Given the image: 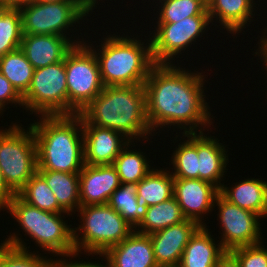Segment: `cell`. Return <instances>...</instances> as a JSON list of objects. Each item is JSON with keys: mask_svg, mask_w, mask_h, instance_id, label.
I'll use <instances>...</instances> for the list:
<instances>
[{"mask_svg": "<svg viewBox=\"0 0 267 267\" xmlns=\"http://www.w3.org/2000/svg\"><path fill=\"white\" fill-rule=\"evenodd\" d=\"M14 193L9 189V187L5 184L4 179L2 177V173L0 170V211H7L9 207V203L14 197ZM5 209V210H4Z\"/></svg>", "mask_w": 267, "mask_h": 267, "instance_id": "8d00e7d4", "label": "cell"}, {"mask_svg": "<svg viewBox=\"0 0 267 267\" xmlns=\"http://www.w3.org/2000/svg\"><path fill=\"white\" fill-rule=\"evenodd\" d=\"M39 118L29 124L37 144L38 170L79 174L85 165L82 116Z\"/></svg>", "mask_w": 267, "mask_h": 267, "instance_id": "3957f363", "label": "cell"}, {"mask_svg": "<svg viewBox=\"0 0 267 267\" xmlns=\"http://www.w3.org/2000/svg\"><path fill=\"white\" fill-rule=\"evenodd\" d=\"M11 103V104H10ZM10 104L13 107H21L24 110L22 96L12 86L10 81L0 72V116H2ZM17 105V106H16Z\"/></svg>", "mask_w": 267, "mask_h": 267, "instance_id": "e575fe53", "label": "cell"}, {"mask_svg": "<svg viewBox=\"0 0 267 267\" xmlns=\"http://www.w3.org/2000/svg\"><path fill=\"white\" fill-rule=\"evenodd\" d=\"M130 36L110 33L102 37L103 41L96 47L92 42L84 41L95 53L104 86L144 85L155 64L151 55L150 36L149 40L144 39L146 43L142 37L141 40L138 38V34L134 37L130 33Z\"/></svg>", "mask_w": 267, "mask_h": 267, "instance_id": "277c9868", "label": "cell"}, {"mask_svg": "<svg viewBox=\"0 0 267 267\" xmlns=\"http://www.w3.org/2000/svg\"><path fill=\"white\" fill-rule=\"evenodd\" d=\"M74 43L64 36L23 34L20 49L34 69L63 61Z\"/></svg>", "mask_w": 267, "mask_h": 267, "instance_id": "ac0fdd59", "label": "cell"}, {"mask_svg": "<svg viewBox=\"0 0 267 267\" xmlns=\"http://www.w3.org/2000/svg\"><path fill=\"white\" fill-rule=\"evenodd\" d=\"M255 5H257L255 0H207L211 26L218 22L222 27L220 32L223 33L224 28L227 34H233L232 36L235 38L246 28V25L248 27L249 24L256 21L253 19L257 14ZM214 21L215 23H213Z\"/></svg>", "mask_w": 267, "mask_h": 267, "instance_id": "d6986e66", "label": "cell"}, {"mask_svg": "<svg viewBox=\"0 0 267 267\" xmlns=\"http://www.w3.org/2000/svg\"><path fill=\"white\" fill-rule=\"evenodd\" d=\"M84 163L110 165L130 142L121 132L89 124L82 117Z\"/></svg>", "mask_w": 267, "mask_h": 267, "instance_id": "5bb4252c", "label": "cell"}, {"mask_svg": "<svg viewBox=\"0 0 267 267\" xmlns=\"http://www.w3.org/2000/svg\"><path fill=\"white\" fill-rule=\"evenodd\" d=\"M219 189L200 179H174L173 196L184 217L206 226L204 218L212 213ZM205 216V217H204Z\"/></svg>", "mask_w": 267, "mask_h": 267, "instance_id": "4fadbf2b", "label": "cell"}, {"mask_svg": "<svg viewBox=\"0 0 267 267\" xmlns=\"http://www.w3.org/2000/svg\"><path fill=\"white\" fill-rule=\"evenodd\" d=\"M169 168H153L139 183L137 197L147 206L156 205L173 197L174 178Z\"/></svg>", "mask_w": 267, "mask_h": 267, "instance_id": "cb8c5ba5", "label": "cell"}, {"mask_svg": "<svg viewBox=\"0 0 267 267\" xmlns=\"http://www.w3.org/2000/svg\"><path fill=\"white\" fill-rule=\"evenodd\" d=\"M51 188L58 204L73 216L80 207L79 174L37 170Z\"/></svg>", "mask_w": 267, "mask_h": 267, "instance_id": "603a6c76", "label": "cell"}, {"mask_svg": "<svg viewBox=\"0 0 267 267\" xmlns=\"http://www.w3.org/2000/svg\"><path fill=\"white\" fill-rule=\"evenodd\" d=\"M153 8V11L158 10V17L152 19L157 18L155 23H176L186 17L209 16L207 0H163Z\"/></svg>", "mask_w": 267, "mask_h": 267, "instance_id": "4dcf8cb0", "label": "cell"}, {"mask_svg": "<svg viewBox=\"0 0 267 267\" xmlns=\"http://www.w3.org/2000/svg\"><path fill=\"white\" fill-rule=\"evenodd\" d=\"M0 72L23 96L30 87L34 68L27 60L24 52L18 48L0 57Z\"/></svg>", "mask_w": 267, "mask_h": 267, "instance_id": "f1b7e54d", "label": "cell"}, {"mask_svg": "<svg viewBox=\"0 0 267 267\" xmlns=\"http://www.w3.org/2000/svg\"><path fill=\"white\" fill-rule=\"evenodd\" d=\"M95 8L97 9L90 0H66L61 2L33 0L20 8L22 32L32 35L64 36L68 37L75 45L81 44L85 41L84 37L82 36L80 40L76 36L75 40L74 34L70 36L69 30L72 33L76 29V23L79 24L78 27L80 28L82 26L80 21L85 22L84 20L90 16L89 14L95 12L93 11Z\"/></svg>", "mask_w": 267, "mask_h": 267, "instance_id": "52a82bcc", "label": "cell"}, {"mask_svg": "<svg viewBox=\"0 0 267 267\" xmlns=\"http://www.w3.org/2000/svg\"><path fill=\"white\" fill-rule=\"evenodd\" d=\"M24 109L36 116L68 115L65 59L34 69L32 81L22 96Z\"/></svg>", "mask_w": 267, "mask_h": 267, "instance_id": "30bf717a", "label": "cell"}, {"mask_svg": "<svg viewBox=\"0 0 267 267\" xmlns=\"http://www.w3.org/2000/svg\"><path fill=\"white\" fill-rule=\"evenodd\" d=\"M235 185H222L219 193L229 202L240 208L249 210L261 218L267 210V181L260 178H248Z\"/></svg>", "mask_w": 267, "mask_h": 267, "instance_id": "44dd1931", "label": "cell"}, {"mask_svg": "<svg viewBox=\"0 0 267 267\" xmlns=\"http://www.w3.org/2000/svg\"><path fill=\"white\" fill-rule=\"evenodd\" d=\"M80 115L89 124L121 132L130 141L148 142L154 136L146 116L144 85L104 86Z\"/></svg>", "mask_w": 267, "mask_h": 267, "instance_id": "7a4b0ae2", "label": "cell"}, {"mask_svg": "<svg viewBox=\"0 0 267 267\" xmlns=\"http://www.w3.org/2000/svg\"><path fill=\"white\" fill-rule=\"evenodd\" d=\"M77 256H75V257H71V259L69 258V261H68V259H63V260H61L64 264H65V266L66 267H109L108 265H107V263H103V258H100V259H102L101 261L102 262H100L99 260H98V262L96 263V261L95 262H89V261H84L83 259H82V261H78V260H74V261H72V259H74V258H76ZM71 260V261H70ZM101 263H103V264H101Z\"/></svg>", "mask_w": 267, "mask_h": 267, "instance_id": "74e56055", "label": "cell"}, {"mask_svg": "<svg viewBox=\"0 0 267 267\" xmlns=\"http://www.w3.org/2000/svg\"><path fill=\"white\" fill-rule=\"evenodd\" d=\"M133 143L134 141H130L112 164L119 175L121 184H137L154 168L144 152L140 149L139 151L130 149L135 147Z\"/></svg>", "mask_w": 267, "mask_h": 267, "instance_id": "4316f807", "label": "cell"}, {"mask_svg": "<svg viewBox=\"0 0 267 267\" xmlns=\"http://www.w3.org/2000/svg\"><path fill=\"white\" fill-rule=\"evenodd\" d=\"M7 210V213L18 222V226L25 233L24 236L31 238V241L33 239L32 242L35 241V246L42 248L43 254L53 255L57 257V261L63 260L64 257L68 259L76 256L72 225H68L67 220L64 221L68 215H71L70 213H51L40 210L24 202L17 194L10 201ZM64 214L67 216L65 217Z\"/></svg>", "mask_w": 267, "mask_h": 267, "instance_id": "5b68a950", "label": "cell"}, {"mask_svg": "<svg viewBox=\"0 0 267 267\" xmlns=\"http://www.w3.org/2000/svg\"><path fill=\"white\" fill-rule=\"evenodd\" d=\"M184 137V138H183ZM181 142L172 152L169 165L174 179H199V157L197 154V133H184ZM186 138V140H184Z\"/></svg>", "mask_w": 267, "mask_h": 267, "instance_id": "d4e9b609", "label": "cell"}, {"mask_svg": "<svg viewBox=\"0 0 267 267\" xmlns=\"http://www.w3.org/2000/svg\"><path fill=\"white\" fill-rule=\"evenodd\" d=\"M19 235L21 234H18L17 231L12 234L10 232V235L7 236L14 247L3 260L1 267H50L56 261L53 257L48 258V255L39 254L37 250L32 253L29 250L30 246L27 247L22 235L20 237Z\"/></svg>", "mask_w": 267, "mask_h": 267, "instance_id": "1f68e13d", "label": "cell"}, {"mask_svg": "<svg viewBox=\"0 0 267 267\" xmlns=\"http://www.w3.org/2000/svg\"><path fill=\"white\" fill-rule=\"evenodd\" d=\"M185 220L181 207L173 196L166 201L148 206L145 217L135 231L150 235Z\"/></svg>", "mask_w": 267, "mask_h": 267, "instance_id": "484cf974", "label": "cell"}, {"mask_svg": "<svg viewBox=\"0 0 267 267\" xmlns=\"http://www.w3.org/2000/svg\"><path fill=\"white\" fill-rule=\"evenodd\" d=\"M96 7H97V4L99 5L100 3V0H90ZM99 1V3H98Z\"/></svg>", "mask_w": 267, "mask_h": 267, "instance_id": "f6af8a7d", "label": "cell"}, {"mask_svg": "<svg viewBox=\"0 0 267 267\" xmlns=\"http://www.w3.org/2000/svg\"><path fill=\"white\" fill-rule=\"evenodd\" d=\"M200 227L197 222L186 219L150 234L157 265L180 263L188 241Z\"/></svg>", "mask_w": 267, "mask_h": 267, "instance_id": "2e32d148", "label": "cell"}, {"mask_svg": "<svg viewBox=\"0 0 267 267\" xmlns=\"http://www.w3.org/2000/svg\"><path fill=\"white\" fill-rule=\"evenodd\" d=\"M176 62L155 63L144 83L146 116L155 136L163 127L171 129L172 125L173 132L177 128L183 130L181 134L201 133L214 126L215 117L211 116L204 91L207 75L182 68Z\"/></svg>", "mask_w": 267, "mask_h": 267, "instance_id": "6da1fadb", "label": "cell"}, {"mask_svg": "<svg viewBox=\"0 0 267 267\" xmlns=\"http://www.w3.org/2000/svg\"><path fill=\"white\" fill-rule=\"evenodd\" d=\"M214 267H240V264L230 251H225V253L217 260Z\"/></svg>", "mask_w": 267, "mask_h": 267, "instance_id": "f35d334b", "label": "cell"}, {"mask_svg": "<svg viewBox=\"0 0 267 267\" xmlns=\"http://www.w3.org/2000/svg\"><path fill=\"white\" fill-rule=\"evenodd\" d=\"M197 133V154L199 157V179L215 185L219 190L224 184L229 163L228 150L215 136Z\"/></svg>", "mask_w": 267, "mask_h": 267, "instance_id": "ffe728a7", "label": "cell"}, {"mask_svg": "<svg viewBox=\"0 0 267 267\" xmlns=\"http://www.w3.org/2000/svg\"><path fill=\"white\" fill-rule=\"evenodd\" d=\"M77 212L81 224L73 228V243L78 259L82 253L98 258L134 231L108 204L80 206Z\"/></svg>", "mask_w": 267, "mask_h": 267, "instance_id": "8992f818", "label": "cell"}, {"mask_svg": "<svg viewBox=\"0 0 267 267\" xmlns=\"http://www.w3.org/2000/svg\"><path fill=\"white\" fill-rule=\"evenodd\" d=\"M120 185L119 175L112 164H85L79 173L80 206L108 204Z\"/></svg>", "mask_w": 267, "mask_h": 267, "instance_id": "9a60e30c", "label": "cell"}, {"mask_svg": "<svg viewBox=\"0 0 267 267\" xmlns=\"http://www.w3.org/2000/svg\"><path fill=\"white\" fill-rule=\"evenodd\" d=\"M210 23L209 16L186 17L176 23H156L155 30L148 35L153 34L150 40L154 63L173 64L175 58L181 59L179 56L210 30Z\"/></svg>", "mask_w": 267, "mask_h": 267, "instance_id": "8fae6325", "label": "cell"}, {"mask_svg": "<svg viewBox=\"0 0 267 267\" xmlns=\"http://www.w3.org/2000/svg\"><path fill=\"white\" fill-rule=\"evenodd\" d=\"M207 227L201 226L188 241L179 263L181 267H214L225 253Z\"/></svg>", "mask_w": 267, "mask_h": 267, "instance_id": "7402d4cb", "label": "cell"}, {"mask_svg": "<svg viewBox=\"0 0 267 267\" xmlns=\"http://www.w3.org/2000/svg\"><path fill=\"white\" fill-rule=\"evenodd\" d=\"M17 195L27 204L51 213H67L57 201L45 179L36 172Z\"/></svg>", "mask_w": 267, "mask_h": 267, "instance_id": "f546056e", "label": "cell"}, {"mask_svg": "<svg viewBox=\"0 0 267 267\" xmlns=\"http://www.w3.org/2000/svg\"><path fill=\"white\" fill-rule=\"evenodd\" d=\"M22 38L20 9L0 8V57L20 48Z\"/></svg>", "mask_w": 267, "mask_h": 267, "instance_id": "d6a6232c", "label": "cell"}, {"mask_svg": "<svg viewBox=\"0 0 267 267\" xmlns=\"http://www.w3.org/2000/svg\"><path fill=\"white\" fill-rule=\"evenodd\" d=\"M68 115L80 114L98 96L104 85L94 51L83 42L65 56Z\"/></svg>", "mask_w": 267, "mask_h": 267, "instance_id": "9c48e42d", "label": "cell"}, {"mask_svg": "<svg viewBox=\"0 0 267 267\" xmlns=\"http://www.w3.org/2000/svg\"><path fill=\"white\" fill-rule=\"evenodd\" d=\"M216 206L217 221L222 231H219V240L225 251L264 242L259 215L229 202L220 193L215 199Z\"/></svg>", "mask_w": 267, "mask_h": 267, "instance_id": "7c38bea8", "label": "cell"}, {"mask_svg": "<svg viewBox=\"0 0 267 267\" xmlns=\"http://www.w3.org/2000/svg\"><path fill=\"white\" fill-rule=\"evenodd\" d=\"M14 247L12 242L6 238L5 240L1 241L0 243V267L2 265L3 260L9 253V251Z\"/></svg>", "mask_w": 267, "mask_h": 267, "instance_id": "60d3db41", "label": "cell"}, {"mask_svg": "<svg viewBox=\"0 0 267 267\" xmlns=\"http://www.w3.org/2000/svg\"><path fill=\"white\" fill-rule=\"evenodd\" d=\"M266 27L267 26H265V28L262 29V32H261L262 37H261V35L259 36L260 39H258L259 40L257 42L258 44H256V45H258V48L255 50L256 52L254 54L256 55V57H257V55H258V57L260 56L259 60L261 62H263L262 65L264 64V66H265L264 69H265L266 75H267V28ZM266 91H267V89H266Z\"/></svg>", "mask_w": 267, "mask_h": 267, "instance_id": "d590c367", "label": "cell"}, {"mask_svg": "<svg viewBox=\"0 0 267 267\" xmlns=\"http://www.w3.org/2000/svg\"><path fill=\"white\" fill-rule=\"evenodd\" d=\"M230 252L236 257L240 267H267V248L263 242L238 247Z\"/></svg>", "mask_w": 267, "mask_h": 267, "instance_id": "836d02e7", "label": "cell"}, {"mask_svg": "<svg viewBox=\"0 0 267 267\" xmlns=\"http://www.w3.org/2000/svg\"><path fill=\"white\" fill-rule=\"evenodd\" d=\"M109 267H156L150 235L135 230L121 243L110 247L102 256Z\"/></svg>", "mask_w": 267, "mask_h": 267, "instance_id": "e0dca14e", "label": "cell"}, {"mask_svg": "<svg viewBox=\"0 0 267 267\" xmlns=\"http://www.w3.org/2000/svg\"><path fill=\"white\" fill-rule=\"evenodd\" d=\"M35 1H42V2H61L66 0H35Z\"/></svg>", "mask_w": 267, "mask_h": 267, "instance_id": "ee69618b", "label": "cell"}, {"mask_svg": "<svg viewBox=\"0 0 267 267\" xmlns=\"http://www.w3.org/2000/svg\"><path fill=\"white\" fill-rule=\"evenodd\" d=\"M153 2V4H154V2H155V0H152ZM158 1H163V0H156V2L155 3H158Z\"/></svg>", "mask_w": 267, "mask_h": 267, "instance_id": "bcb514c9", "label": "cell"}, {"mask_svg": "<svg viewBox=\"0 0 267 267\" xmlns=\"http://www.w3.org/2000/svg\"><path fill=\"white\" fill-rule=\"evenodd\" d=\"M18 123L11 122L8 129L0 128V170L5 184L14 194L38 170L37 144L32 128L28 125L25 130V126Z\"/></svg>", "mask_w": 267, "mask_h": 267, "instance_id": "ba28073f", "label": "cell"}, {"mask_svg": "<svg viewBox=\"0 0 267 267\" xmlns=\"http://www.w3.org/2000/svg\"><path fill=\"white\" fill-rule=\"evenodd\" d=\"M33 0H0V8L20 9Z\"/></svg>", "mask_w": 267, "mask_h": 267, "instance_id": "ab89813d", "label": "cell"}, {"mask_svg": "<svg viewBox=\"0 0 267 267\" xmlns=\"http://www.w3.org/2000/svg\"><path fill=\"white\" fill-rule=\"evenodd\" d=\"M50 267H66V266L62 261L56 260Z\"/></svg>", "mask_w": 267, "mask_h": 267, "instance_id": "b9f144b4", "label": "cell"}, {"mask_svg": "<svg viewBox=\"0 0 267 267\" xmlns=\"http://www.w3.org/2000/svg\"><path fill=\"white\" fill-rule=\"evenodd\" d=\"M108 205L135 230L145 217L148 206L137 197V184L123 183L111 195Z\"/></svg>", "mask_w": 267, "mask_h": 267, "instance_id": "83f0119b", "label": "cell"}, {"mask_svg": "<svg viewBox=\"0 0 267 267\" xmlns=\"http://www.w3.org/2000/svg\"><path fill=\"white\" fill-rule=\"evenodd\" d=\"M156 267H181L180 264H173V265H157Z\"/></svg>", "mask_w": 267, "mask_h": 267, "instance_id": "7bdbcfd3", "label": "cell"}]
</instances>
